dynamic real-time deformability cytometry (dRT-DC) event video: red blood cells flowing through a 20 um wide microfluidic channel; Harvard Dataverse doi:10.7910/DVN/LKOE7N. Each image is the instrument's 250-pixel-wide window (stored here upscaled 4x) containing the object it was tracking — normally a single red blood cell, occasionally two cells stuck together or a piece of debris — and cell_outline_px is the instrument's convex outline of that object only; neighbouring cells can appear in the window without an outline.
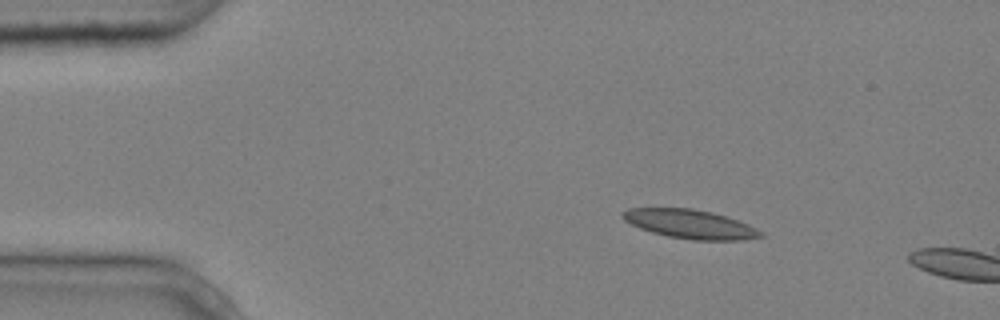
{"species": "common noctule bat (a hibernating species)", "species_latin": "Nyctalus noctula", "temperature_condition": "cold", "stored_images_in_passage": 3, "camera_frame_rate_fps": 3000, "um_per_image_px": 0.085, "animal": {"sex": "male", "body_mass_g": 20.4}, "frame": {"image": 1, "passage_image": 2, "time_ms": 0.333, "image_size_px": [1000, 320], "cell_outline_px": [[764, 236], [744, 240], [692, 240], [668, 236], [652, 232], [640, 228], [624, 220], [620, 216], [620, 212], [628, 208], [692, 208], [712, 212], [748, 224], [764, 232]], "centroid_in_image_um": [58.65, 19.04], "position_along_channel_um": 26.4, "area_um2": 23.29}}